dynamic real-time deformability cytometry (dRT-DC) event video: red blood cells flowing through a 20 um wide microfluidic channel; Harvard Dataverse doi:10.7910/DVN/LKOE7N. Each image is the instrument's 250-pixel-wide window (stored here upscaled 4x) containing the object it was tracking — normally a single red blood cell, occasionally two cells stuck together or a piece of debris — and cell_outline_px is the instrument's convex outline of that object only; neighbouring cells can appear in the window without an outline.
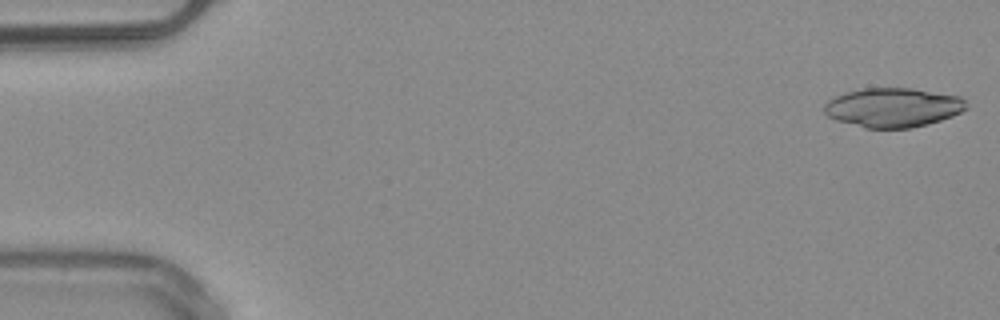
{"species": "common noctule bat (a hibernating species)", "species_latin": "Nyctalus noctula", "temperature_condition": "warm", "stored_images_in_passage": 50, "camera_frame_rate_fps": 3000, "um_per_image_px": 0.085, "animal": {"sex": "male", "body_mass_g": 20.4}, "frame": {"image": 1, "passage_image": 1, "time_ms": 0.0, "image_size_px": [1000, 320], "cell_outline_px": [[968, 108], [952, 116], [928, 124], [912, 128], [864, 128], [836, 120], [828, 116], [824, 112], [824, 104], [828, 100], [844, 92], [864, 88], [908, 88], [960, 96], [964, 100]], "centroid_in_image_um": [75.88, 9.14], "position_along_channel_um": 9.1, "area_um2": 32.48}}